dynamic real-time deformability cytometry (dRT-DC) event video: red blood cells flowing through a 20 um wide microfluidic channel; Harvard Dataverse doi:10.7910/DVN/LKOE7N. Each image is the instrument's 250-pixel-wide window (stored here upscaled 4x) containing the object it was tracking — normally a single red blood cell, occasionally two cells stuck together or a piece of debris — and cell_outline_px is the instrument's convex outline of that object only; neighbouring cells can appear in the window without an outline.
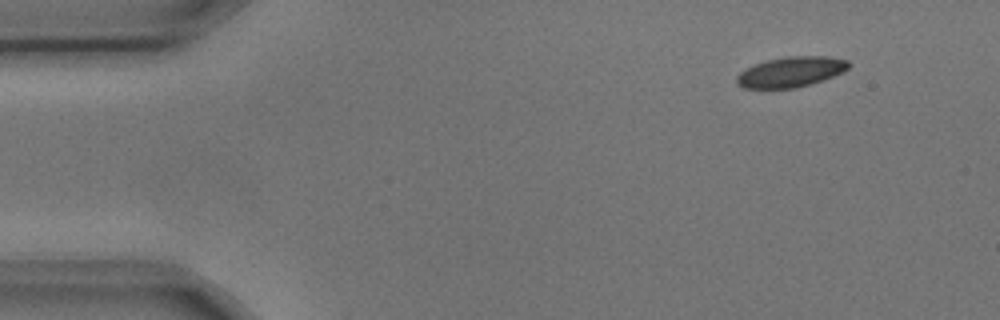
{"species": "common noctule bat (a hibernating species)", "species_latin": "Nyctalus noctula", "temperature_condition": "cold", "stored_images_in_passage": 5, "camera_frame_rate_fps": 3000, "um_per_image_px": 0.085, "animal": {"sex": "male", "body_mass_g": 17.9, "forearm_length_mm": 54.2}, "frame": {"image": 1, "passage_image": 1, "time_ms": 0.0, "image_size_px": [1000, 320], "cell_outline_px": [[848, 68], [844, 72], [824, 80], [812, 84], [796, 88], [744, 88], [736, 84], [736, 76], [740, 72], [756, 64], [768, 60], [788, 56], [824, 56], [848, 60]], "centroid_in_image_um": [67.24, 6.12], "position_along_channel_um": 17.8, "area_um2": 19.71}}
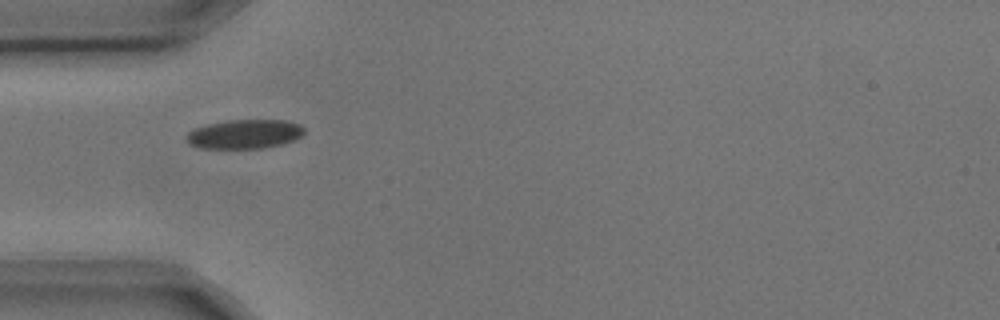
{"frame": {"image": 2, "passage_image": 4, "time_ms": 1.0, "image_size_px": [1000, 320], "cell_outline_px": [[304, 132], [300, 136], [292, 140], [280, 144], [264, 148], [200, 148], [188, 144], [184, 136], [188, 132], [196, 128], [208, 124], [228, 120], [284, 120], [300, 124], [304, 128]], "centroid_in_image_um": [20.75, 11.39], "position_along_channel_um": 64.3, "area_um2": 19.94}}